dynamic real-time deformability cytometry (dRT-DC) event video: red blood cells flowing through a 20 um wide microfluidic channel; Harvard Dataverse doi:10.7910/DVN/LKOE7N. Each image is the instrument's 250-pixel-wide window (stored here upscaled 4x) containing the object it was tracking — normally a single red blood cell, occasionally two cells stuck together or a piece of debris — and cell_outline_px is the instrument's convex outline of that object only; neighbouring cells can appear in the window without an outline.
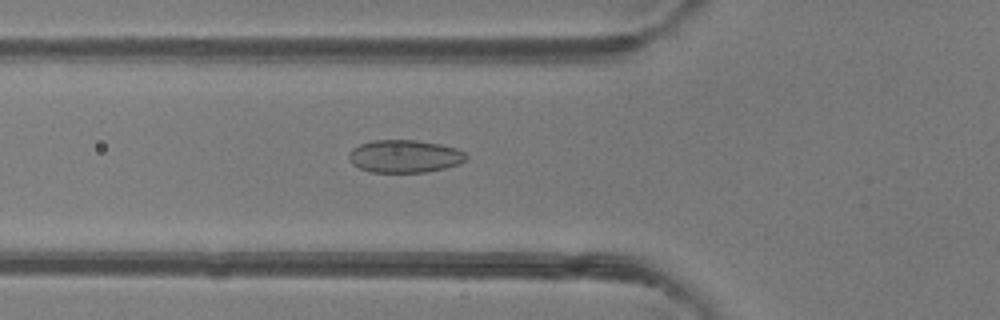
{"species": "common noctule bat (a hibernating species)", "species_latin": "Nyctalus noctula", "temperature_condition": "room temperature", "stored_images_in_passage": 49, "camera_frame_rate_fps": 3000, "um_per_image_px": 0.085, "animal": {"sex": "female"}, "frame": {"image": 1, "passage_image": 17, "time_ms": 5.333, "image_size_px": [1000, 320], "cell_outline_px": [[468, 156], [460, 164], [444, 168], [424, 172], [372, 172], [360, 168], [352, 164], [348, 160], [348, 152], [352, 148], [360, 144], [372, 140], [416, 140], [440, 144], [456, 148], [464, 152]], "centroid_in_image_um": [34.36, 13.28], "position_along_channel_um": 91.4, "area_um2": 22.43}}
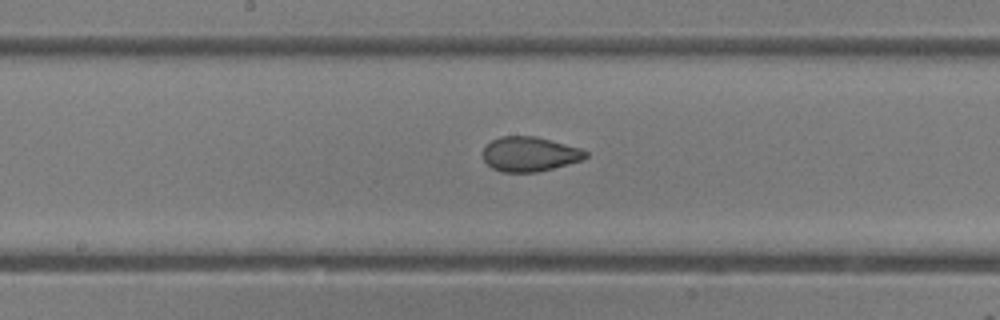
{"frame": {"image": 2, "passage_image": 25, "time_ms": 8.0, "image_size_px": [1000, 320], "cell_outline_px": [[588, 156], [584, 160], [536, 172], [500, 172], [492, 168], [484, 160], [484, 148], [492, 140], [500, 136], [536, 136], [580, 148], [588, 152]], "centroid_in_image_um": [45.04, 13.1], "position_along_channel_um": 203.2, "area_um2": 20.69}}
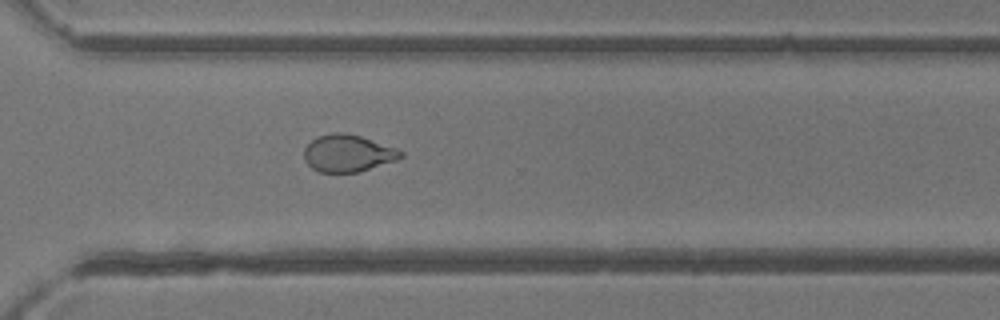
{"frame": {"image": 3, "passage_image": 35, "time_ms": 11.333, "image_size_px": [1000, 320], "cell_outline_px": [[404, 156], [396, 160], [356, 172], [320, 172], [312, 168], [304, 160], [304, 148], [316, 136], [332, 132], [344, 132], [360, 136], [396, 148], [404, 152]], "centroid_in_image_um": [29.54, 13.01], "position_along_channel_um": 341.1, "area_um2": 20.81}, "authors_computed_cell_mechanics": {"area_um2": 22.4842, "velocity_mm_per_s": 4.1451, "shape_relaxation_time_tau1_ms": 5.9533, "shape_relaxation_time_tau2_ms": 0.8271, "deformation_change_tau1": 0.1485, "deformation_change_tau2": 0.0488}}